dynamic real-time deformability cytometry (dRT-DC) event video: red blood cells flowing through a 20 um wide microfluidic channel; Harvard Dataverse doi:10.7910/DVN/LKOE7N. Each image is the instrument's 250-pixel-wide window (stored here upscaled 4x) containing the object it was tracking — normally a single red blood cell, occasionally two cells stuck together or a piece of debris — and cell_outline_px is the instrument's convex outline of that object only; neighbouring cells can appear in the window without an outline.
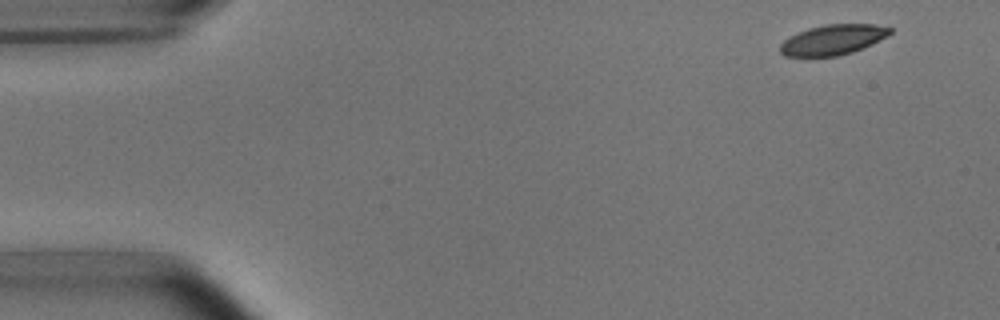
{"species": "common noctule bat (a hibernating species)", "species_latin": "Nyctalus noctula", "temperature_condition": "room temperature", "stored_images_in_passage": 5, "camera_frame_rate_fps": 3000, "um_per_image_px": 0.085, "animal": {"sex": "male", "body_mass_g": 15.6}, "frame": {"image": 1, "passage_image": 1, "time_ms": 0.0, "image_size_px": [1000, 320], "cell_outline_px": [[892, 32], [888, 36], [864, 48], [840, 56], [784, 56], [780, 52], [780, 44], [784, 40], [808, 28], [824, 24], [876, 24], [892, 28]], "centroid_in_image_um": [70.84, 3.38], "position_along_channel_um": 14.2, "area_um2": 19.36}}
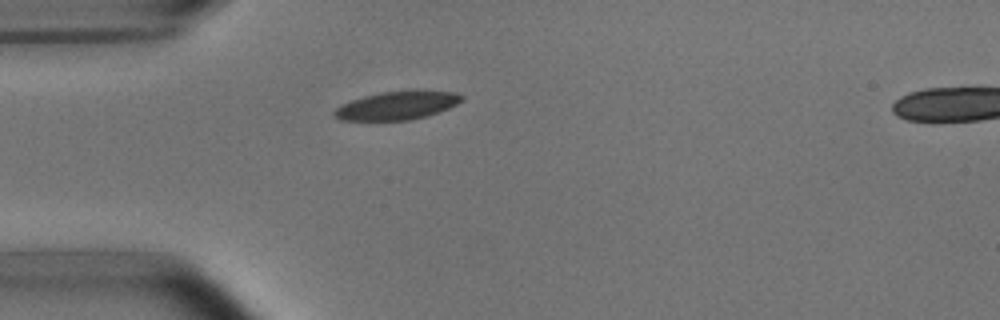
{"frame": {"image": 2, "passage_image": 4, "time_ms": 3.667, "image_size_px": [1000, 320], "cell_outline_px": [[464, 100], [448, 108], [424, 116], [408, 120], [340, 120], [332, 116], [332, 112], [340, 104], [364, 96], [380, 92], [412, 88], [424, 88], [456, 92], [464, 96]], "centroid_in_image_um": [33.78, 8.91], "position_along_channel_um": 51.2, "area_um2": 21.73}}